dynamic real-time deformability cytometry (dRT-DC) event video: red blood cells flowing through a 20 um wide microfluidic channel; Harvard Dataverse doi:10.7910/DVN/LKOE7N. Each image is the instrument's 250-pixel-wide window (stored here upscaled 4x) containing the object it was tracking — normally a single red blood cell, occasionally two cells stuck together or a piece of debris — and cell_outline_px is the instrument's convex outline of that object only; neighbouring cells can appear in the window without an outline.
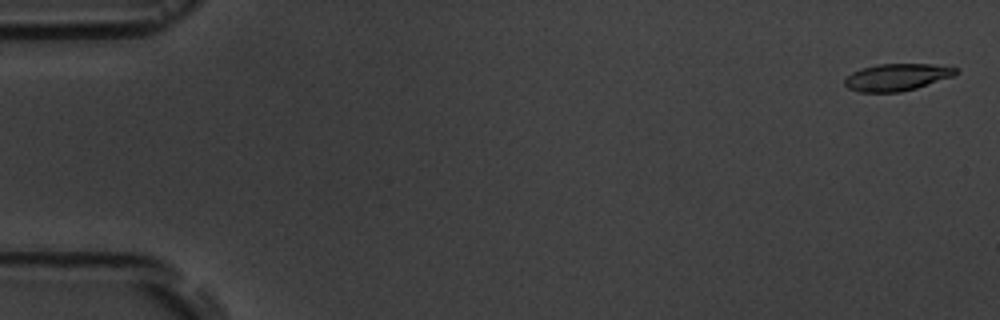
{"species": "common noctule bat (a hibernating species)", "species_latin": "Nyctalus noctula", "temperature_condition": "room temperature", "stored_images_in_passage": 4, "camera_frame_rate_fps": 3000, "um_per_image_px": 0.085, "animal": {"sex": "male", "body_mass_g": 19.5, "forearm_length_mm": 54.6}, "frame": {"image": 1, "passage_image": 1, "time_ms": 0.0, "image_size_px": [1000, 320], "cell_outline_px": [[960, 72], [952, 76], [916, 88], [900, 92], [860, 92], [848, 88], [844, 84], [844, 80], [852, 72], [860, 68], [876, 64], [932, 64], [960, 68]], "centroid_in_image_um": [76.24, 6.55], "position_along_channel_um": 8.8, "area_um2": 17.57}}